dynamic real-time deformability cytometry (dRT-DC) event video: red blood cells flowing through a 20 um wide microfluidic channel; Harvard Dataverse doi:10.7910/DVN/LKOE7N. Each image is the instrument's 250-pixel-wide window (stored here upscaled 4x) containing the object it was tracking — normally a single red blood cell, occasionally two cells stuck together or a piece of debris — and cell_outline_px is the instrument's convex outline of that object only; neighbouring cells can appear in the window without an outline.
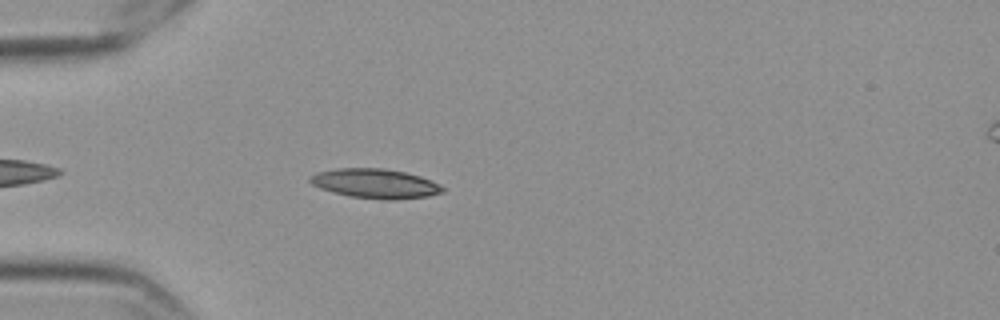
{"species": "Egyptian fruit bat (a non-hibernating species)", "species_latin": "Rousettus aegyptiacus", "temperature_condition": "cold", "stored_images_in_passage": 20, "camera_frame_rate_fps": 3000, "um_per_image_px": 0.085, "frame": {"image": 1, "passage_image": 5, "time_ms": 1.333, "image_size_px": [1000, 320], "cell_outline_px": [[444, 192], [428, 196], [396, 200], [384, 200], [348, 196], [332, 192], [320, 188], [312, 184], [308, 180], [308, 176], [316, 172], [336, 168], [384, 168], [404, 172], [420, 176], [432, 180], [440, 184], [444, 188]], "centroid_in_image_um": [31.88, 15.6], "position_along_channel_um": 53.1, "area_um2": 23.06}}
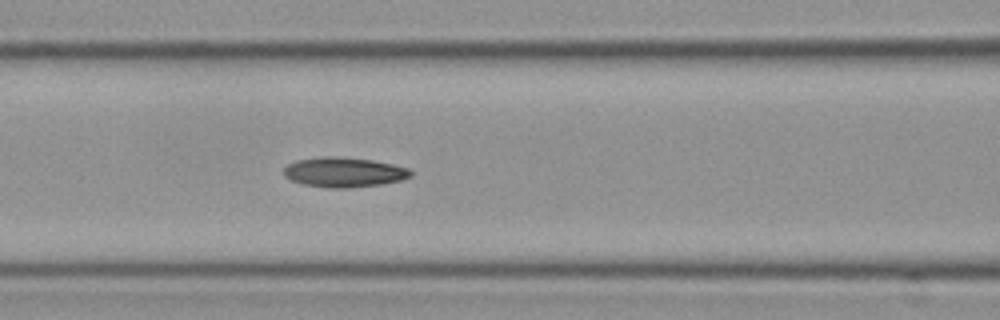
{"frame": {"image": 2, "passage_image": 13, "time_ms": 4.0, "image_size_px": [1000, 320], "cell_outline_px": [[412, 176], [400, 180], [380, 184], [348, 188], [328, 188], [304, 184], [292, 180], [284, 176], [284, 168], [288, 164], [296, 160], [320, 156], [336, 156], [372, 160], [392, 164], [408, 168], [412, 172]], "centroid_in_image_um": [29.22, 14.63], "position_along_channel_um": 137.4, "area_um2": 22.02}}
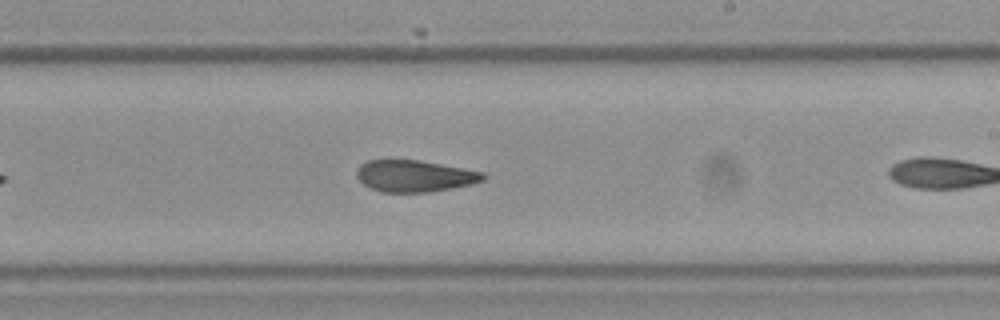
{"frame": {"image": 3, "passage_image": 19, "time_ms": 6.0, "image_size_px": [1000, 320], "cell_outline_px": [[488, 176], [484, 180], [472, 184], [452, 188], [428, 192], [380, 192], [364, 184], [356, 176], [356, 172], [360, 164], [368, 160], [420, 160], [484, 172]], "centroid_in_image_um": [35.26, 14.96], "position_along_channel_um": 253.7, "area_um2": 23.35}}